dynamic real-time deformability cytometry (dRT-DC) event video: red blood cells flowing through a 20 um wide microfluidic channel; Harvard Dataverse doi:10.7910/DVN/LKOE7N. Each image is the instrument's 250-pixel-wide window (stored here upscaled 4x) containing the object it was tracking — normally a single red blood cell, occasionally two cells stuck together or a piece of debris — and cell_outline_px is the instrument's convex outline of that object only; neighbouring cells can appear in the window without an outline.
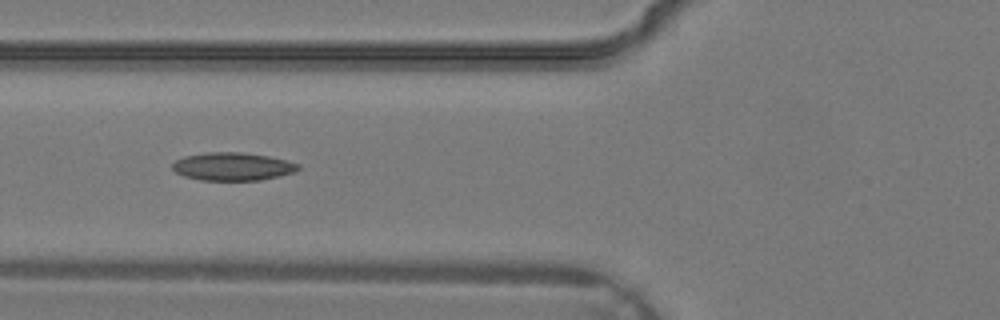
{"species": "common noctule bat (a hibernating species)", "species_latin": "Nyctalus noctula", "temperature_condition": "warm", "stored_images_in_passage": 23, "camera_frame_rate_fps": 3000, "um_per_image_px": 0.085, "animal": {"sex": "male", "body_mass_g": 19.2, "forearm_length_mm": 51.8}, "frame": {"image": 1, "passage_image": 4, "time_ms": 1.0, "image_size_px": [1000, 320], "cell_outline_px": [[300, 168], [296, 172], [280, 176], [260, 180], [200, 180], [184, 176], [176, 172], [172, 168], [172, 164], [176, 160], [184, 156], [208, 152], [244, 152], [268, 156], [288, 160], [300, 164]], "centroid_in_image_um": [19.81, 14.15], "position_along_channel_um": 106.0, "area_um2": 20.69}}
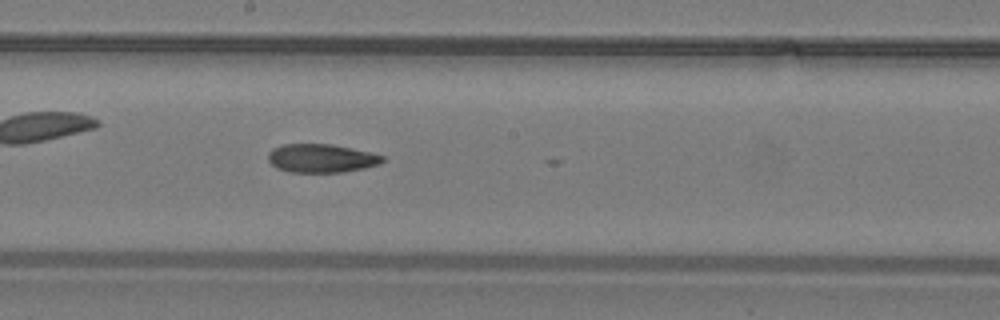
{"frame": {"image": 2, "passage_image": 10, "time_ms": 3.0, "image_size_px": [1000, 320], "cell_outline_px": [[384, 160], [380, 164], [364, 168], [340, 172], [288, 172], [276, 168], [268, 160], [268, 152], [272, 148], [284, 144], [332, 144], [372, 152], [384, 156]], "centroid_in_image_um": [27.31, 13.45], "position_along_channel_um": 220.9, "area_um2": 19.13}}